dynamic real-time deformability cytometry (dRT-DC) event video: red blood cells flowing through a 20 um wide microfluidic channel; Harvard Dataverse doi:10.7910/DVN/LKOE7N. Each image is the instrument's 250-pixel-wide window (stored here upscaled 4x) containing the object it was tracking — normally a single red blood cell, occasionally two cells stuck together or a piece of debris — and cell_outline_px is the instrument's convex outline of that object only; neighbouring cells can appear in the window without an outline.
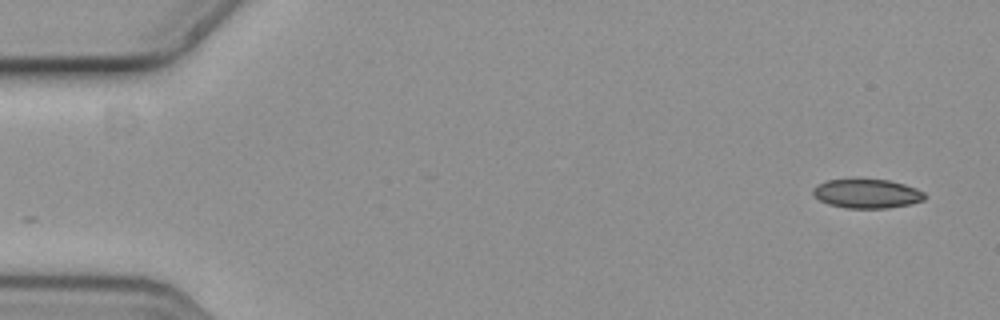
{"species": "common noctule bat (a hibernating species)", "species_latin": "Nyctalus noctula", "temperature_condition": "cold", "stored_images_in_passage": 4, "camera_frame_rate_fps": 3000, "um_per_image_px": 0.085, "animal": {"sex": "female", "body_mass_g": 19.3, "forearm_length_mm": 54.1}, "frame": {"image": 1, "passage_image": 1, "time_ms": 0.0, "image_size_px": [1000, 320], "cell_outline_px": [[924, 200], [908, 204], [888, 208], [844, 208], [828, 204], [820, 200], [812, 192], [812, 188], [828, 180], [888, 180], [904, 184], [916, 188], [924, 192]], "centroid_in_image_um": [73.69, 16.47], "position_along_channel_um": 11.3, "area_um2": 18.61}}
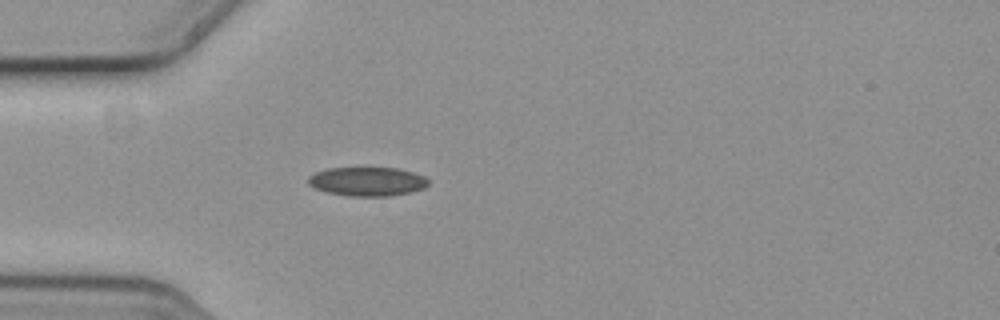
{"frame": {"image": 2, "passage_image": 4, "time_ms": 1.0, "image_size_px": [1000, 320], "cell_outline_px": [[428, 184], [424, 188], [412, 192], [392, 196], [348, 196], [328, 192], [316, 188], [308, 184], [308, 176], [316, 172], [328, 168], [400, 168], [424, 176], [428, 180]], "centroid_in_image_um": [31.24, 15.43], "position_along_channel_um": 53.8, "area_um2": 20.29}}